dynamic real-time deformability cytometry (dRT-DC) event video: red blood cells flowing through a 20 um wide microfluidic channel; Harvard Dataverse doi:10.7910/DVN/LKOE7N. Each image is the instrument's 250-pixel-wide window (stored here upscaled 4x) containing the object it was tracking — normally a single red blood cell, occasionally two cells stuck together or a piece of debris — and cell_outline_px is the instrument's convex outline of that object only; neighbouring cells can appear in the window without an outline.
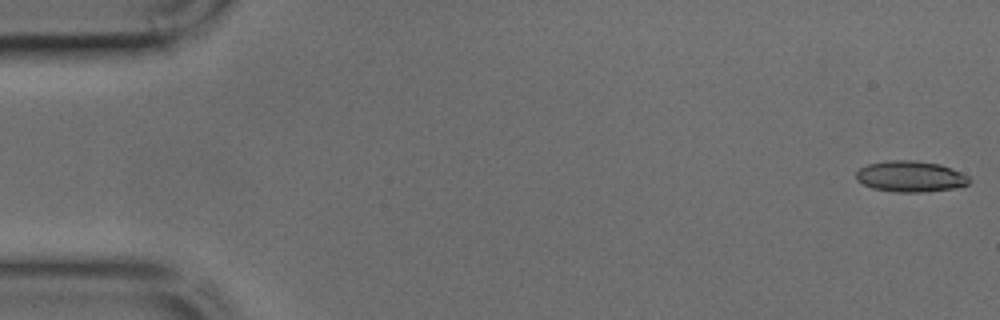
{"species": "common noctule bat (a hibernating species)", "species_latin": "Nyctalus noctula", "temperature_condition": "cold", "stored_images_in_passage": 44, "camera_frame_rate_fps": 3000, "um_per_image_px": 0.085, "animal": {"sex": "male", "body_mass_g": 17.9, "forearm_length_mm": 54.2}, "frame": {"image": 1, "passage_image": 1, "time_ms": 0.0, "image_size_px": [1000, 320], "cell_outline_px": [[972, 180], [968, 184], [956, 188], [920, 192], [896, 192], [872, 188], [856, 180], [856, 172], [860, 168], [868, 164], [888, 160], [912, 160], [940, 164], [960, 172], [968, 176]], "centroid_in_image_um": [77.39, 15.0], "position_along_channel_um": 7.6, "area_um2": 20.4}}
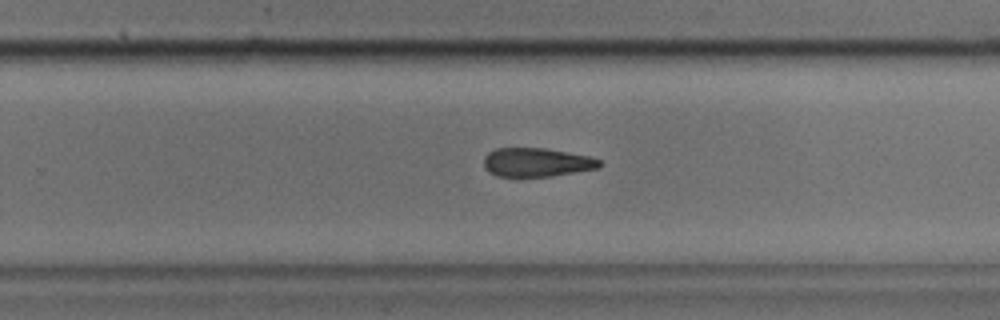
{"frame": {"image": 2, "passage_image": 28, "time_ms": 9.0, "image_size_px": [1000, 320], "cell_outline_px": [[604, 164], [600, 168], [552, 176], [496, 176], [488, 172], [484, 168], [484, 156], [488, 152], [496, 148], [544, 148], [592, 156], [600, 160]], "centroid_in_image_um": [45.64, 13.79], "position_along_channel_um": 284.2, "area_um2": 19.65}}
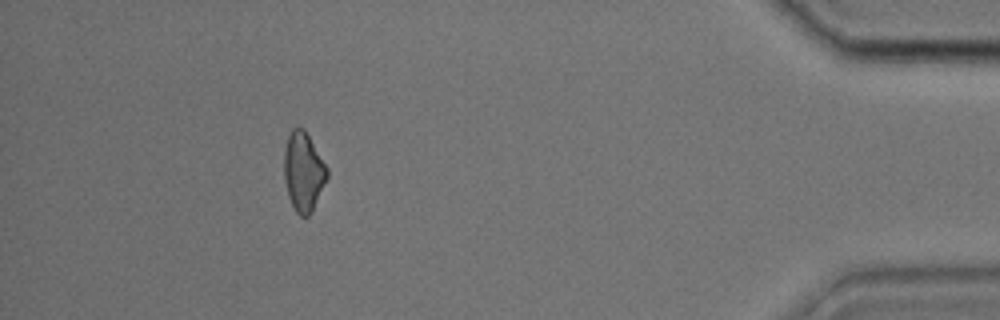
{"frame": {"image": 3, "passage_image": 40, "time_ms": 13.0, "image_size_px": [1000, 320], "cell_outline_px": [[328, 176], [312, 212], [308, 216], [300, 216], [296, 212], [288, 196], [284, 180], [284, 148], [288, 136], [292, 128], [304, 128], [328, 168]], "centroid_in_image_um": [25.78, 14.59], "position_along_channel_um": 409.4, "area_um2": 19.83}}